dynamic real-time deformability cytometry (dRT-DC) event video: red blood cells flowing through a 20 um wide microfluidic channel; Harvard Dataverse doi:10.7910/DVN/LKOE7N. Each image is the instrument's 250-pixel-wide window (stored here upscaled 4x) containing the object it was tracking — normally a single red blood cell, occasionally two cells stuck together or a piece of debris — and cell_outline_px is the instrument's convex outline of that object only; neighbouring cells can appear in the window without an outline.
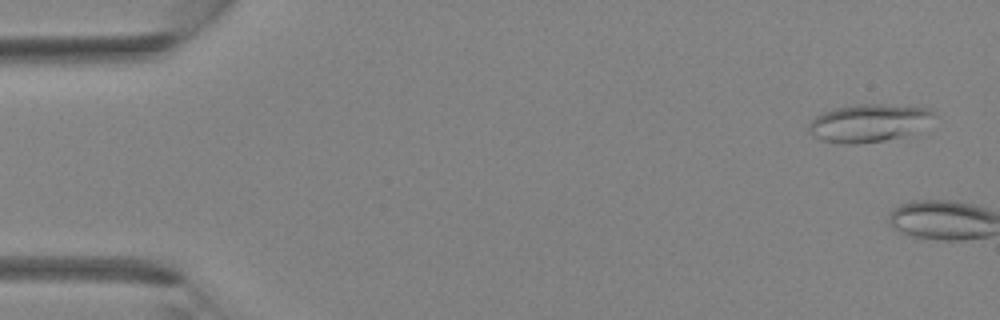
{"species": "Egyptian fruit bat (a non-hibernating species)", "species_latin": "Rousettus aegyptiacus", "temperature_condition": "room temperature", "stored_images_in_passage": 5, "camera_frame_rate_fps": 3000, "um_per_image_px": 0.085, "animal": {"sex": "female"}, "frame": {"image": 1, "passage_image": 1, "time_ms": 0.0, "image_size_px": [1000, 320], "cell_outline_px": [[932, 112], [908, 132], [900, 136], [884, 140], [856, 144], [844, 144], [824, 140], [816, 136], [808, 128], [808, 124], [816, 116], [824, 112], [836, 108], [860, 104], [884, 104], [928, 108]], "centroid_in_image_um": [73.65, 10.44], "position_along_channel_um": 11.3, "area_um2": 25.84}}